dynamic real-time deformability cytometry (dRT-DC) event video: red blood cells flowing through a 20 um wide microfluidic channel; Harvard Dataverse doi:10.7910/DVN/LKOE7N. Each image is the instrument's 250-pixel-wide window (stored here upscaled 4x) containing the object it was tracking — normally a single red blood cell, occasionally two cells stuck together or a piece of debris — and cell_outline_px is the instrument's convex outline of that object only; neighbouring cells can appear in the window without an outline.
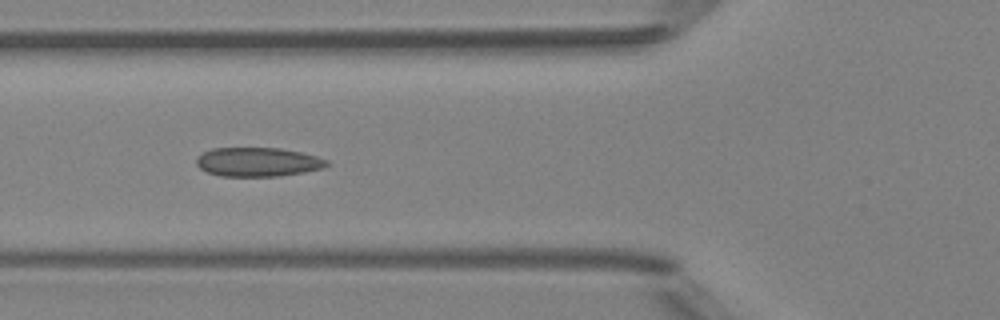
{"species": "Egyptian fruit bat (a non-hibernating species)", "species_latin": "Rousettus aegyptiacus", "temperature_condition": "room temperature", "stored_images_in_passage": 6, "camera_frame_rate_fps": 3000, "um_per_image_px": 0.085, "animal": {"sex": "female"}, "frame": {"image": 1, "passage_image": 4, "time_ms": 3.333, "image_size_px": [1000, 320], "cell_outline_px": [[332, 164], [324, 168], [304, 172], [280, 176], [220, 176], [208, 172], [200, 168], [196, 164], [196, 156], [212, 148], [280, 148], [300, 152], [316, 156], [328, 160]], "centroid_in_image_um": [21.94, 13.77], "position_along_channel_um": 103.9, "area_um2": 22.2}}
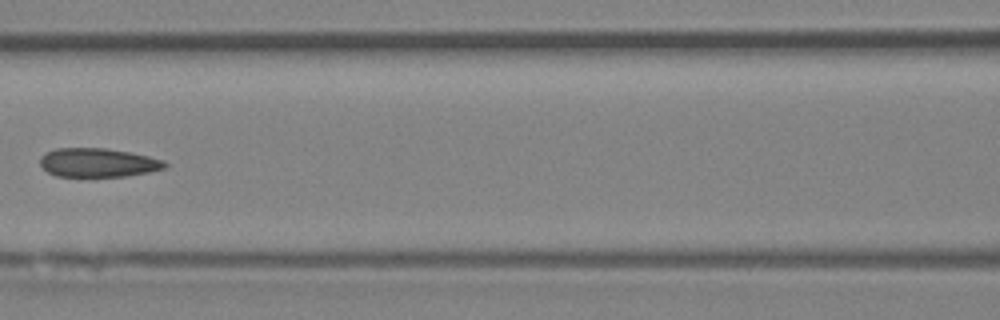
{"frame": {"image": 2, "passage_image": 5, "time_ms": 4.667, "image_size_px": [1000, 320], "cell_outline_px": [[168, 164], [164, 168], [148, 172], [124, 176], [56, 176], [48, 172], [40, 164], [40, 156], [56, 148], [104, 148], [132, 152], [164, 160]], "centroid_in_image_um": [8.33, 13.81], "position_along_channel_um": 158.3, "area_um2": 20.87}}
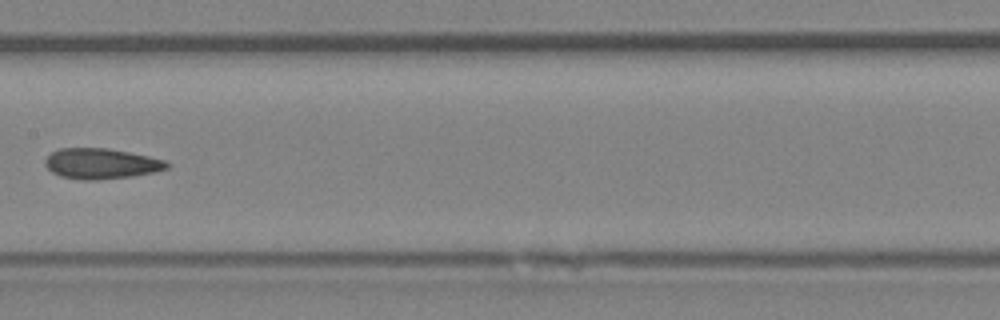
{"frame": {"image": 3, "passage_image": 6, "time_ms": 5.667, "image_size_px": [1000, 320], "cell_outline_px": [[172, 164], [168, 168], [152, 172], [132, 176], [96, 180], [84, 180], [60, 176], [52, 172], [44, 164], [44, 160], [52, 152], [60, 148], [108, 148], [148, 156], [164, 160]], "centroid_in_image_um": [8.59, 13.9], "position_along_channel_um": 198.8, "area_um2": 21.56}}